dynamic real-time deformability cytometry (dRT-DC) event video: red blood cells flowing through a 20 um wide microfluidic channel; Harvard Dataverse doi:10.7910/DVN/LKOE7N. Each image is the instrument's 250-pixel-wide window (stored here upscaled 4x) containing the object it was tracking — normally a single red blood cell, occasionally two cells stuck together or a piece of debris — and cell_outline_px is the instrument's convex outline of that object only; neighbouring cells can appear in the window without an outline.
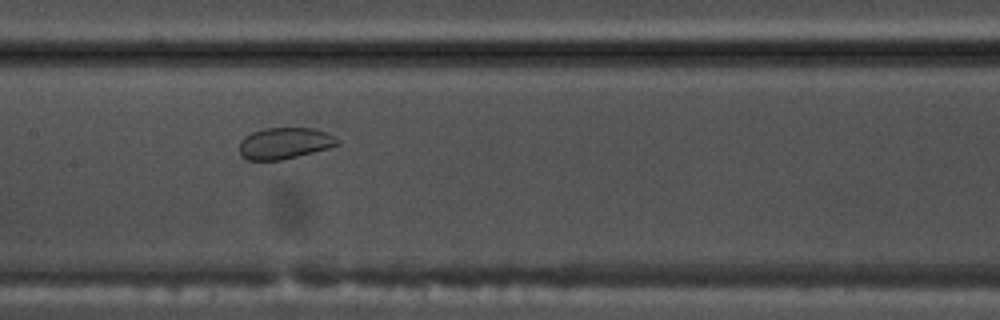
{"species": "common noctule bat (a hibernating species)", "species_latin": "Nyctalus noctula", "temperature_condition": "warm", "stored_images_in_passage": 35, "camera_frame_rate_fps": 3000, "um_per_image_px": 0.085, "animal": {"sex": "male", "body_mass_g": 17.5, "forearm_length_mm": 52.3}, "frame": {"image": 1, "passage_image": 11, "time_ms": 3.333, "image_size_px": [1000, 320], "cell_outline_px": [[340, 144], [328, 148], [280, 160], [248, 160], [240, 156], [240, 140], [244, 136], [252, 132], [264, 128], [316, 128], [340, 140]], "centroid_in_image_um": [24.16, 12.17], "position_along_channel_um": 183.2, "area_um2": 17.86}}
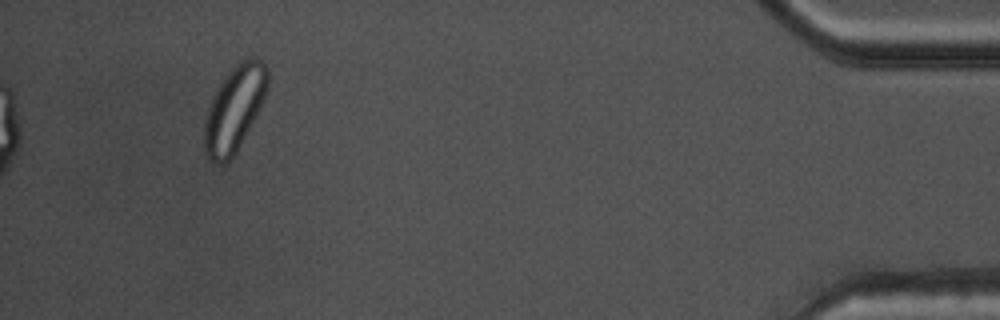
{"frame": {"image": 2, "passage_image": 35, "time_ms": 11.333, "image_size_px": [1000, 320], "cell_outline_px": [[268, 88], [264, 100], [260, 108], [236, 152], [224, 164], [216, 164], [208, 156], [204, 148], [204, 124], [208, 108], [212, 96], [224, 76], [240, 60], [252, 56], [256, 56], [268, 68]], "centroid_in_image_um": [19.94, 9.2], "position_along_channel_um": 415.3, "area_um2": 31.44}}